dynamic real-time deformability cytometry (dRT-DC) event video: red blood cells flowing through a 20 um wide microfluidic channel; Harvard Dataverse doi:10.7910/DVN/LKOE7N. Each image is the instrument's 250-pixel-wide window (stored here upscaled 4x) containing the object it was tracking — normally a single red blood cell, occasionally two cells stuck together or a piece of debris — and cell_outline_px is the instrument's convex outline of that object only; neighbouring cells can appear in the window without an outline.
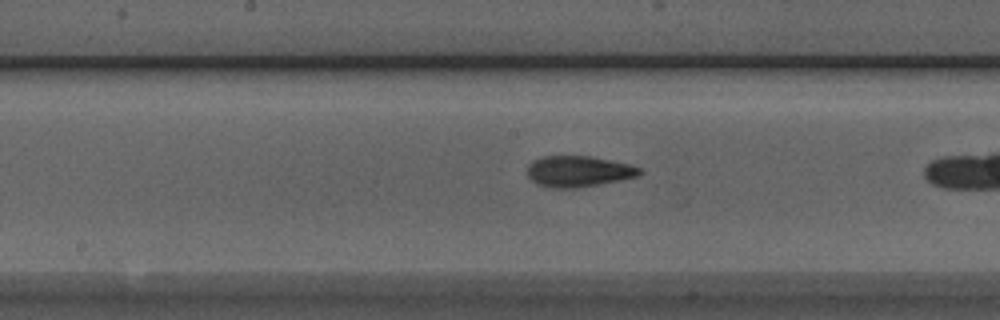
{"species": "Egyptian fruit bat (a non-hibernating species)", "species_latin": "Rousettus aegyptiacus", "temperature_condition": "room temperature", "stored_images_in_passage": 37, "camera_frame_rate_fps": 3000, "um_per_image_px": 0.085, "animal": {"sex": "male"}, "frame": {"image": 1, "passage_image": 23, "time_ms": 7.333, "image_size_px": [1000, 320], "cell_outline_px": [[644, 172], [636, 176], [620, 180], [576, 188], [552, 188], [536, 184], [528, 176], [528, 164], [532, 160], [544, 156], [592, 156], [628, 164], [640, 168]], "centroid_in_image_um": [49.14, 14.56], "position_along_channel_um": 199.1, "area_um2": 20.23}}
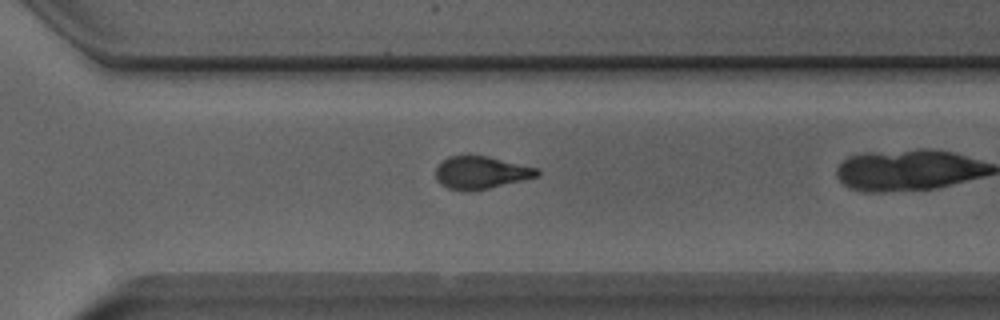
{"frame": {"image": 2, "passage_image": 33, "time_ms": 10.667, "image_size_px": [1000, 320], "cell_outline_px": [[540, 176], [488, 188], [464, 192], [448, 188], [440, 184], [436, 180], [436, 168], [448, 156], [488, 156], [540, 168]], "centroid_in_image_um": [40.91, 14.67], "position_along_channel_um": 329.7, "area_um2": 19.31}}
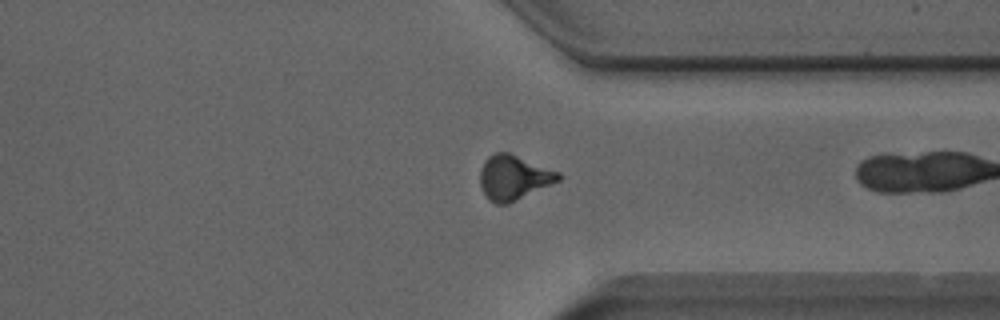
{"frame": {"image": 3, "passage_image": 36, "time_ms": 11.667, "image_size_px": [1000, 320], "cell_outline_px": [[560, 180], [508, 204], [496, 204], [488, 200], [480, 184], [480, 168], [484, 160], [488, 156], [496, 152], [508, 152], [560, 172]], "centroid_in_image_um": [43.63, 15.08], "position_along_channel_um": 367.8, "area_um2": 20.35}}